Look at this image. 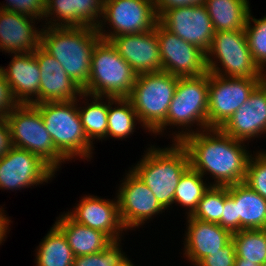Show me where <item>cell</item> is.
Masks as SVG:
<instances>
[{"label":"cell","instance_id":"cell-35","mask_svg":"<svg viewBox=\"0 0 266 266\" xmlns=\"http://www.w3.org/2000/svg\"><path fill=\"white\" fill-rule=\"evenodd\" d=\"M244 183L266 199V151L251 154Z\"/></svg>","mask_w":266,"mask_h":266},{"label":"cell","instance_id":"cell-32","mask_svg":"<svg viewBox=\"0 0 266 266\" xmlns=\"http://www.w3.org/2000/svg\"><path fill=\"white\" fill-rule=\"evenodd\" d=\"M251 21L254 23L253 26ZM244 29L252 58L260 70L266 74V16L255 19L249 12Z\"/></svg>","mask_w":266,"mask_h":266},{"label":"cell","instance_id":"cell-27","mask_svg":"<svg viewBox=\"0 0 266 266\" xmlns=\"http://www.w3.org/2000/svg\"><path fill=\"white\" fill-rule=\"evenodd\" d=\"M105 99H108L107 137L120 140L133 134L136 129L135 123L139 122V119L131 101L128 98L106 97ZM113 104L118 105L114 108Z\"/></svg>","mask_w":266,"mask_h":266},{"label":"cell","instance_id":"cell-14","mask_svg":"<svg viewBox=\"0 0 266 266\" xmlns=\"http://www.w3.org/2000/svg\"><path fill=\"white\" fill-rule=\"evenodd\" d=\"M158 22L205 53L211 47L215 30L205 5L167 9L158 17Z\"/></svg>","mask_w":266,"mask_h":266},{"label":"cell","instance_id":"cell-31","mask_svg":"<svg viewBox=\"0 0 266 266\" xmlns=\"http://www.w3.org/2000/svg\"><path fill=\"white\" fill-rule=\"evenodd\" d=\"M228 196V186H210L191 217L219 224L224 209V201Z\"/></svg>","mask_w":266,"mask_h":266},{"label":"cell","instance_id":"cell-45","mask_svg":"<svg viewBox=\"0 0 266 266\" xmlns=\"http://www.w3.org/2000/svg\"><path fill=\"white\" fill-rule=\"evenodd\" d=\"M126 266H134V264L130 261Z\"/></svg>","mask_w":266,"mask_h":266},{"label":"cell","instance_id":"cell-37","mask_svg":"<svg viewBox=\"0 0 266 266\" xmlns=\"http://www.w3.org/2000/svg\"><path fill=\"white\" fill-rule=\"evenodd\" d=\"M0 10L23 14L44 20L46 0H7Z\"/></svg>","mask_w":266,"mask_h":266},{"label":"cell","instance_id":"cell-17","mask_svg":"<svg viewBox=\"0 0 266 266\" xmlns=\"http://www.w3.org/2000/svg\"><path fill=\"white\" fill-rule=\"evenodd\" d=\"M220 129L241 141L266 134V78Z\"/></svg>","mask_w":266,"mask_h":266},{"label":"cell","instance_id":"cell-8","mask_svg":"<svg viewBox=\"0 0 266 266\" xmlns=\"http://www.w3.org/2000/svg\"><path fill=\"white\" fill-rule=\"evenodd\" d=\"M206 61L208 72L221 77L266 78L252 58L245 29L215 32Z\"/></svg>","mask_w":266,"mask_h":266},{"label":"cell","instance_id":"cell-12","mask_svg":"<svg viewBox=\"0 0 266 266\" xmlns=\"http://www.w3.org/2000/svg\"><path fill=\"white\" fill-rule=\"evenodd\" d=\"M157 32L162 71L177 77H196L208 72L206 53L171 33L159 22Z\"/></svg>","mask_w":266,"mask_h":266},{"label":"cell","instance_id":"cell-7","mask_svg":"<svg viewBox=\"0 0 266 266\" xmlns=\"http://www.w3.org/2000/svg\"><path fill=\"white\" fill-rule=\"evenodd\" d=\"M209 72L196 77H178L173 99L170 103L165 127L182 126L173 136V142H179L185 136L192 134L193 124L202 130L207 129ZM189 127V129L187 128ZM180 132V133H179Z\"/></svg>","mask_w":266,"mask_h":266},{"label":"cell","instance_id":"cell-18","mask_svg":"<svg viewBox=\"0 0 266 266\" xmlns=\"http://www.w3.org/2000/svg\"><path fill=\"white\" fill-rule=\"evenodd\" d=\"M110 41L137 74L162 71L155 28L143 33L115 36Z\"/></svg>","mask_w":266,"mask_h":266},{"label":"cell","instance_id":"cell-29","mask_svg":"<svg viewBox=\"0 0 266 266\" xmlns=\"http://www.w3.org/2000/svg\"><path fill=\"white\" fill-rule=\"evenodd\" d=\"M236 256L262 265L266 262V229H245L232 234Z\"/></svg>","mask_w":266,"mask_h":266},{"label":"cell","instance_id":"cell-2","mask_svg":"<svg viewBox=\"0 0 266 266\" xmlns=\"http://www.w3.org/2000/svg\"><path fill=\"white\" fill-rule=\"evenodd\" d=\"M44 27L41 29L40 46L60 63L67 75L83 90L89 81L93 49L101 39L97 29Z\"/></svg>","mask_w":266,"mask_h":266},{"label":"cell","instance_id":"cell-9","mask_svg":"<svg viewBox=\"0 0 266 266\" xmlns=\"http://www.w3.org/2000/svg\"><path fill=\"white\" fill-rule=\"evenodd\" d=\"M5 119L13 147L36 154L55 172L62 162L67 161L56 150L41 113L32 104H19Z\"/></svg>","mask_w":266,"mask_h":266},{"label":"cell","instance_id":"cell-28","mask_svg":"<svg viewBox=\"0 0 266 266\" xmlns=\"http://www.w3.org/2000/svg\"><path fill=\"white\" fill-rule=\"evenodd\" d=\"M89 97L94 100L85 104L88 106L77 108L85 135L93 144V139L101 140L107 138L108 103L103 101L104 97Z\"/></svg>","mask_w":266,"mask_h":266},{"label":"cell","instance_id":"cell-5","mask_svg":"<svg viewBox=\"0 0 266 266\" xmlns=\"http://www.w3.org/2000/svg\"><path fill=\"white\" fill-rule=\"evenodd\" d=\"M78 99L68 102L33 104L41 113L44 126L56 150L68 161L74 157L91 159L93 144L88 140L78 113ZM84 157V158H83Z\"/></svg>","mask_w":266,"mask_h":266},{"label":"cell","instance_id":"cell-10","mask_svg":"<svg viewBox=\"0 0 266 266\" xmlns=\"http://www.w3.org/2000/svg\"><path fill=\"white\" fill-rule=\"evenodd\" d=\"M101 17L96 29L100 38L107 41L115 36L150 31L158 23L155 0H104ZM106 22L113 31L103 30Z\"/></svg>","mask_w":266,"mask_h":266},{"label":"cell","instance_id":"cell-39","mask_svg":"<svg viewBox=\"0 0 266 266\" xmlns=\"http://www.w3.org/2000/svg\"><path fill=\"white\" fill-rule=\"evenodd\" d=\"M18 105L9 83L0 71V118H6Z\"/></svg>","mask_w":266,"mask_h":266},{"label":"cell","instance_id":"cell-34","mask_svg":"<svg viewBox=\"0 0 266 266\" xmlns=\"http://www.w3.org/2000/svg\"><path fill=\"white\" fill-rule=\"evenodd\" d=\"M51 15H54L53 17ZM44 17L51 19L47 23L50 27H77V12L74 0H46ZM55 17H57L55 19ZM55 21V22H54ZM59 21V22H58ZM51 23V24H50Z\"/></svg>","mask_w":266,"mask_h":266},{"label":"cell","instance_id":"cell-22","mask_svg":"<svg viewBox=\"0 0 266 266\" xmlns=\"http://www.w3.org/2000/svg\"><path fill=\"white\" fill-rule=\"evenodd\" d=\"M37 20L23 14L0 10V49L6 53L34 52L40 45ZM34 28V29H33Z\"/></svg>","mask_w":266,"mask_h":266},{"label":"cell","instance_id":"cell-43","mask_svg":"<svg viewBox=\"0 0 266 266\" xmlns=\"http://www.w3.org/2000/svg\"><path fill=\"white\" fill-rule=\"evenodd\" d=\"M3 211L4 210L0 208V245L3 241H5L4 238L6 237L7 234L9 222H11V220H9L8 217H6V215H4L5 212Z\"/></svg>","mask_w":266,"mask_h":266},{"label":"cell","instance_id":"cell-23","mask_svg":"<svg viewBox=\"0 0 266 266\" xmlns=\"http://www.w3.org/2000/svg\"><path fill=\"white\" fill-rule=\"evenodd\" d=\"M228 195L236 203L237 232L266 229V199L244 182L228 186Z\"/></svg>","mask_w":266,"mask_h":266},{"label":"cell","instance_id":"cell-1","mask_svg":"<svg viewBox=\"0 0 266 266\" xmlns=\"http://www.w3.org/2000/svg\"><path fill=\"white\" fill-rule=\"evenodd\" d=\"M197 129L179 141L187 150L190 167L202 176L210 173L215 179L211 186L244 182L251 156L244 141L234 139L220 128Z\"/></svg>","mask_w":266,"mask_h":266},{"label":"cell","instance_id":"cell-19","mask_svg":"<svg viewBox=\"0 0 266 266\" xmlns=\"http://www.w3.org/2000/svg\"><path fill=\"white\" fill-rule=\"evenodd\" d=\"M67 214L77 223L105 233L112 241H121L123 230L119 216L118 200L84 196Z\"/></svg>","mask_w":266,"mask_h":266},{"label":"cell","instance_id":"cell-6","mask_svg":"<svg viewBox=\"0 0 266 266\" xmlns=\"http://www.w3.org/2000/svg\"><path fill=\"white\" fill-rule=\"evenodd\" d=\"M137 75L111 41L100 39L92 52L89 81L83 93L104 98H128Z\"/></svg>","mask_w":266,"mask_h":266},{"label":"cell","instance_id":"cell-41","mask_svg":"<svg viewBox=\"0 0 266 266\" xmlns=\"http://www.w3.org/2000/svg\"><path fill=\"white\" fill-rule=\"evenodd\" d=\"M204 4L205 0H155V9L159 17L167 9Z\"/></svg>","mask_w":266,"mask_h":266},{"label":"cell","instance_id":"cell-16","mask_svg":"<svg viewBox=\"0 0 266 266\" xmlns=\"http://www.w3.org/2000/svg\"><path fill=\"white\" fill-rule=\"evenodd\" d=\"M40 71L39 103L68 102L82 98L88 100L83 90L67 75L60 63L40 45L33 52ZM77 95V96H76Z\"/></svg>","mask_w":266,"mask_h":266},{"label":"cell","instance_id":"cell-15","mask_svg":"<svg viewBox=\"0 0 266 266\" xmlns=\"http://www.w3.org/2000/svg\"><path fill=\"white\" fill-rule=\"evenodd\" d=\"M128 172L116 197L120 220L126 230L143 225L165 210L146 184L132 170Z\"/></svg>","mask_w":266,"mask_h":266},{"label":"cell","instance_id":"cell-20","mask_svg":"<svg viewBox=\"0 0 266 266\" xmlns=\"http://www.w3.org/2000/svg\"><path fill=\"white\" fill-rule=\"evenodd\" d=\"M7 67L0 66V71L9 83L14 99L19 104H38L41 71L33 52L14 53Z\"/></svg>","mask_w":266,"mask_h":266},{"label":"cell","instance_id":"cell-36","mask_svg":"<svg viewBox=\"0 0 266 266\" xmlns=\"http://www.w3.org/2000/svg\"><path fill=\"white\" fill-rule=\"evenodd\" d=\"M77 12V27L99 26L103 13L104 0H74ZM99 17V18H98ZM98 18V19H97Z\"/></svg>","mask_w":266,"mask_h":266},{"label":"cell","instance_id":"cell-38","mask_svg":"<svg viewBox=\"0 0 266 266\" xmlns=\"http://www.w3.org/2000/svg\"><path fill=\"white\" fill-rule=\"evenodd\" d=\"M235 259V244L231 240L219 251L204 257L196 266H234Z\"/></svg>","mask_w":266,"mask_h":266},{"label":"cell","instance_id":"cell-26","mask_svg":"<svg viewBox=\"0 0 266 266\" xmlns=\"http://www.w3.org/2000/svg\"><path fill=\"white\" fill-rule=\"evenodd\" d=\"M36 266H73L74 255L66 236L54 224L39 244Z\"/></svg>","mask_w":266,"mask_h":266},{"label":"cell","instance_id":"cell-24","mask_svg":"<svg viewBox=\"0 0 266 266\" xmlns=\"http://www.w3.org/2000/svg\"><path fill=\"white\" fill-rule=\"evenodd\" d=\"M55 225L66 236L75 257L101 252L113 242L105 233L77 223L67 213L59 216Z\"/></svg>","mask_w":266,"mask_h":266},{"label":"cell","instance_id":"cell-25","mask_svg":"<svg viewBox=\"0 0 266 266\" xmlns=\"http://www.w3.org/2000/svg\"><path fill=\"white\" fill-rule=\"evenodd\" d=\"M205 7L215 32L245 28L249 15V0H205Z\"/></svg>","mask_w":266,"mask_h":266},{"label":"cell","instance_id":"cell-33","mask_svg":"<svg viewBox=\"0 0 266 266\" xmlns=\"http://www.w3.org/2000/svg\"><path fill=\"white\" fill-rule=\"evenodd\" d=\"M121 250L120 240L113 241L101 252L74 257L73 266H126L130 260Z\"/></svg>","mask_w":266,"mask_h":266},{"label":"cell","instance_id":"cell-42","mask_svg":"<svg viewBox=\"0 0 266 266\" xmlns=\"http://www.w3.org/2000/svg\"><path fill=\"white\" fill-rule=\"evenodd\" d=\"M12 147L8 123L5 118H0V158L4 156Z\"/></svg>","mask_w":266,"mask_h":266},{"label":"cell","instance_id":"cell-3","mask_svg":"<svg viewBox=\"0 0 266 266\" xmlns=\"http://www.w3.org/2000/svg\"><path fill=\"white\" fill-rule=\"evenodd\" d=\"M145 153L131 170L166 210L173 204L180 177L190 167L187 150L180 142H174L169 148L151 146Z\"/></svg>","mask_w":266,"mask_h":266},{"label":"cell","instance_id":"cell-4","mask_svg":"<svg viewBox=\"0 0 266 266\" xmlns=\"http://www.w3.org/2000/svg\"><path fill=\"white\" fill-rule=\"evenodd\" d=\"M177 82V76L164 71L137 75L128 99L148 132L158 135L166 130L165 119Z\"/></svg>","mask_w":266,"mask_h":266},{"label":"cell","instance_id":"cell-40","mask_svg":"<svg viewBox=\"0 0 266 266\" xmlns=\"http://www.w3.org/2000/svg\"><path fill=\"white\" fill-rule=\"evenodd\" d=\"M219 225L232 234L237 232V211L235 201L228 196L224 201V209Z\"/></svg>","mask_w":266,"mask_h":266},{"label":"cell","instance_id":"cell-30","mask_svg":"<svg viewBox=\"0 0 266 266\" xmlns=\"http://www.w3.org/2000/svg\"><path fill=\"white\" fill-rule=\"evenodd\" d=\"M202 178L204 177L199 172L189 167L179 179L173 203L189 208L187 216L194 213L204 193L211 186L205 184Z\"/></svg>","mask_w":266,"mask_h":266},{"label":"cell","instance_id":"cell-44","mask_svg":"<svg viewBox=\"0 0 266 266\" xmlns=\"http://www.w3.org/2000/svg\"><path fill=\"white\" fill-rule=\"evenodd\" d=\"M234 266H260L255 262L244 261L241 257L236 256Z\"/></svg>","mask_w":266,"mask_h":266},{"label":"cell","instance_id":"cell-21","mask_svg":"<svg viewBox=\"0 0 266 266\" xmlns=\"http://www.w3.org/2000/svg\"><path fill=\"white\" fill-rule=\"evenodd\" d=\"M184 255L195 266L204 257L222 249L232 240V233L217 223L187 216Z\"/></svg>","mask_w":266,"mask_h":266},{"label":"cell","instance_id":"cell-13","mask_svg":"<svg viewBox=\"0 0 266 266\" xmlns=\"http://www.w3.org/2000/svg\"><path fill=\"white\" fill-rule=\"evenodd\" d=\"M55 171L39 156L12 147L0 158V189L20 190L48 182Z\"/></svg>","mask_w":266,"mask_h":266},{"label":"cell","instance_id":"cell-11","mask_svg":"<svg viewBox=\"0 0 266 266\" xmlns=\"http://www.w3.org/2000/svg\"><path fill=\"white\" fill-rule=\"evenodd\" d=\"M264 79L221 77L209 73L207 129L221 128Z\"/></svg>","mask_w":266,"mask_h":266}]
</instances>
